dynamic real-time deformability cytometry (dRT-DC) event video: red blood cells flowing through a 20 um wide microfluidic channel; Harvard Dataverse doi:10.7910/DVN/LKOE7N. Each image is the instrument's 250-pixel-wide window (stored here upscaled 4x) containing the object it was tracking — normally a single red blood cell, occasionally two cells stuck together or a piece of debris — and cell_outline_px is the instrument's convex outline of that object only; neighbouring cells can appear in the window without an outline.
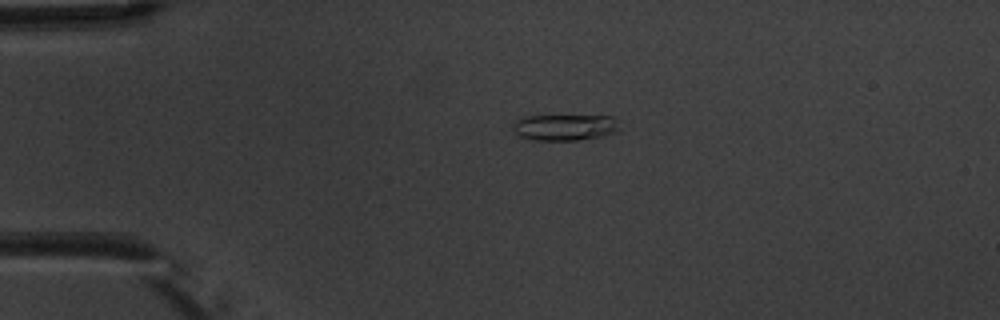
{"species": "common noctule bat (a hibernating species)", "species_latin": "Nyctalus noctula", "temperature_condition": "warm", "stored_images_in_passage": 5, "camera_frame_rate_fps": 3000, "um_per_image_px": 0.085, "animal": {"sex": "male", "body_mass_g": 20.1, "forearm_length_mm": 53.5}, "frame": {"image": 1, "passage_image": 4, "time_ms": 3.333, "image_size_px": [1000, 320], "cell_outline_px": [[620, 128], [616, 132], [604, 136], [576, 140], [536, 140], [520, 136], [512, 132], [512, 124], [516, 120], [524, 116], [612, 116]], "centroid_in_image_um": [47.97, 10.82], "position_along_channel_um": 37.0, "area_um2": 16.3}}